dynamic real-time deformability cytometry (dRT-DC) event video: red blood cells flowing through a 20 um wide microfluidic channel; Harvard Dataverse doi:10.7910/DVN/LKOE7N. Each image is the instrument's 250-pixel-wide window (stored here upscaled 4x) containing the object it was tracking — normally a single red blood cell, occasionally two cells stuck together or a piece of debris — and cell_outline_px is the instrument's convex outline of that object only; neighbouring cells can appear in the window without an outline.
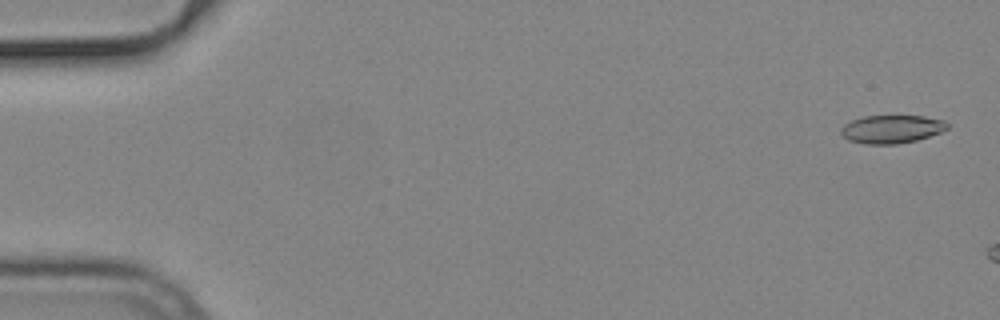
{"species": "common noctule bat (a hibernating species)", "species_latin": "Nyctalus noctula", "temperature_condition": "cold", "stored_images_in_passage": 8, "camera_frame_rate_fps": 3000, "um_per_image_px": 0.085, "animal": {"sex": "male", "body_mass_g": 19.2, "forearm_length_mm": 51.8}, "frame": {"image": 1, "passage_image": 2, "time_ms": 0.333, "image_size_px": [1000, 320], "cell_outline_px": [[948, 128], [940, 132], [916, 140], [896, 144], [864, 144], [848, 140], [840, 132], [840, 128], [844, 124], [852, 120], [864, 116], [924, 116], [944, 120], [948, 124]], "centroid_in_image_um": [75.77, 10.97], "position_along_channel_um": 9.2, "area_um2": 17.4}}